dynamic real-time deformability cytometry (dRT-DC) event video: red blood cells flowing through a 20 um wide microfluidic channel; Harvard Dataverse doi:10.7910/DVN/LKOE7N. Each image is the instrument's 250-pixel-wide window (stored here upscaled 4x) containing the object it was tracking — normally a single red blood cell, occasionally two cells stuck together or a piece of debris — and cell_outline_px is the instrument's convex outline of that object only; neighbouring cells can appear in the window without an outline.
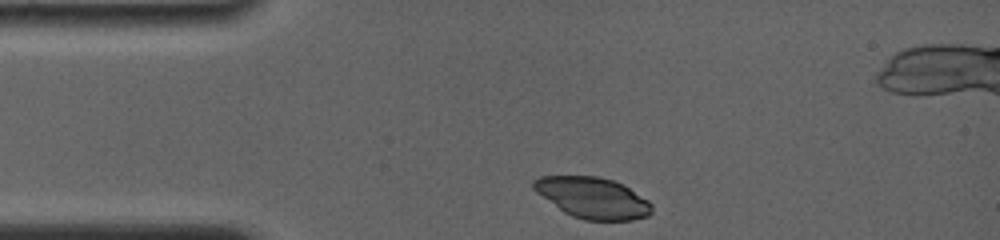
{"species": "common noctule bat (a hibernating species)", "species_latin": "Nyctalus noctula", "temperature_condition": "room temperature", "stored_images_in_passage": 5, "camera_frame_rate_fps": 4000, "um_per_image_px": 0.085, "animal": {"sex": "female", "body_mass_g": 19.0, "forearm_length_mm": 56.7}, "frame": {"image": 1, "passage_image": 1, "time_ms": 0.0, "image_size_px": [1000, 240], "cell_outline_px": [[652, 212], [648, 216], [632, 220], [584, 220], [572, 216], [564, 212], [536, 192], [532, 188], [532, 180], [540, 176], [596, 176], [612, 180], [628, 188], [648, 200], [652, 204]], "centroid_in_image_um": [50.36, 16.81], "position_along_channel_um": 34.6, "area_um2": 28.09}}